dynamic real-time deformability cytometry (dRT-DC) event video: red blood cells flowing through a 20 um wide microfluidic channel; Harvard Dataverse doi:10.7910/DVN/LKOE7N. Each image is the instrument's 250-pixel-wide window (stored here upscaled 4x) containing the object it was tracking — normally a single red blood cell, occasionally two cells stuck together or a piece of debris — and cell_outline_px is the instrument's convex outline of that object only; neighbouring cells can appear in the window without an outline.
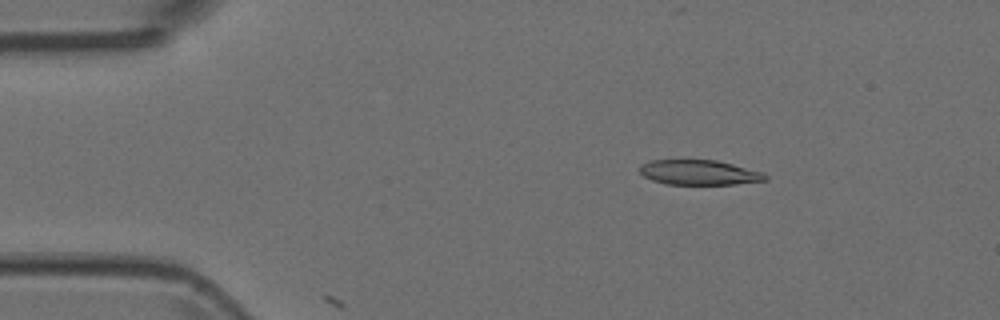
{"species": "Egyptian fruit bat (a non-hibernating species)", "species_latin": "Rousettus aegyptiacus", "temperature_condition": "room temperature", "stored_images_in_passage": 7, "camera_frame_rate_fps": 3000, "um_per_image_px": 0.085, "animal": {"sex": "female"}, "frame": {"image": 1, "passage_image": 1, "time_ms": 0.0, "image_size_px": [1000, 320], "cell_outline_px": [[768, 180], [732, 184], [664, 184], [652, 180], [644, 176], [640, 172], [640, 164], [652, 160], [716, 160], [764, 172], [768, 176]], "centroid_in_image_um": [59.43, 14.66], "position_along_channel_um": 25.6, "area_um2": 18.21}}
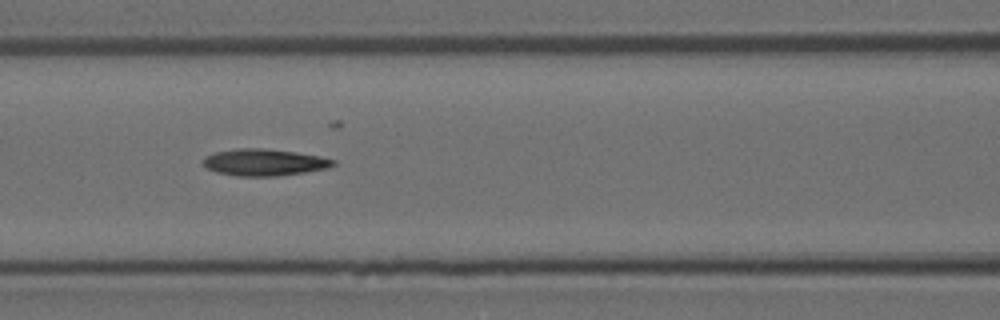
{"frame": {"image": 2, "passage_image": 5, "time_ms": 1.333, "image_size_px": [1000, 320], "cell_outline_px": [[336, 164], [328, 168], [304, 172], [276, 176], [236, 176], [216, 172], [208, 168], [204, 164], [204, 156], [216, 152], [240, 148], [260, 148], [292, 152], [320, 156], [336, 160]], "centroid_in_image_um": [22.47, 13.8], "position_along_channel_um": 144.1, "area_um2": 20.06}}
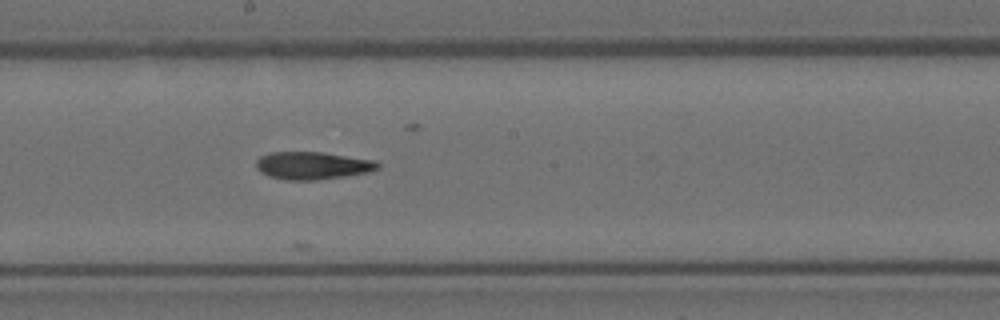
{"frame": {"image": 3, "passage_image": 7, "time_ms": 2.0, "image_size_px": [1000, 320], "cell_outline_px": [[380, 168], [372, 172], [320, 180], [284, 180], [268, 176], [260, 172], [256, 168], [256, 160], [260, 156], [268, 152], [320, 152], [376, 160], [380, 164]], "centroid_in_image_um": [26.58, 14.08], "position_along_channel_um": 221.6, "area_um2": 19.94}}